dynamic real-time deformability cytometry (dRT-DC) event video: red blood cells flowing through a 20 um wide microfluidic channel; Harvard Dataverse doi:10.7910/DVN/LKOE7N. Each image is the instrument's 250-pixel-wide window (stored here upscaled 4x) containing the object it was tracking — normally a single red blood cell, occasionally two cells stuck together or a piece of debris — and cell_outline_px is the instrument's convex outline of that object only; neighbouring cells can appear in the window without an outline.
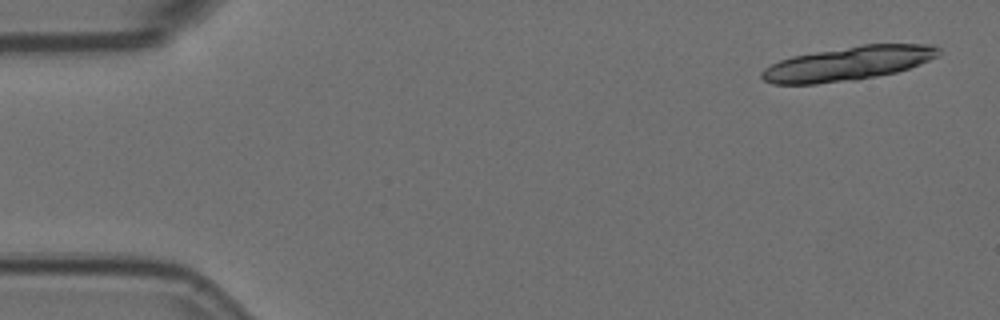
{"species": "Egyptian fruit bat (a non-hibernating species)", "species_latin": "Rousettus aegyptiacus", "temperature_condition": "room temperature", "stored_images_in_passage": 6, "segment_of_instrument_passage": [1, 2], "camera_frame_rate_fps": 3000, "um_per_image_px": 0.085, "animal": {"sex": "female"}, "frame": {"image": 1, "passage_image": 1, "time_ms": 0.0, "image_size_px": [1000, 320], "cell_outline_px": [[940, 52], [936, 56], [920, 64], [896, 72], [856, 80], [816, 84], [772, 84], [764, 80], [760, 76], [760, 72], [764, 68], [780, 60], [792, 56], [860, 44], [932, 44], [940, 48]], "centroid_in_image_um": [72.06, 5.4], "position_along_channel_um": 12.9, "area_um2": 35.08}}